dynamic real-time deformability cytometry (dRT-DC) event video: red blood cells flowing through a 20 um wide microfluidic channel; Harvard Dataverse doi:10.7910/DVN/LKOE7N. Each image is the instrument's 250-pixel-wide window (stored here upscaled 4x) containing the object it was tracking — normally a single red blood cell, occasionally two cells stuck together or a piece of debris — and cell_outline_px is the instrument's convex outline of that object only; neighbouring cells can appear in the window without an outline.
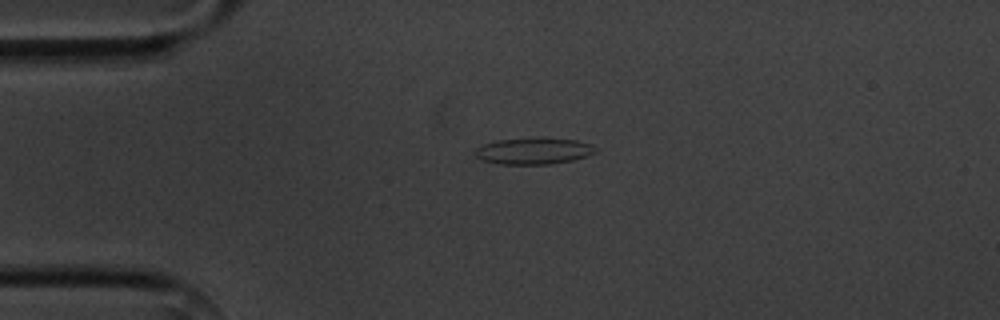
{"species": "common noctule bat (a hibernating species)", "species_latin": "Nyctalus noctula", "temperature_condition": "cold", "stored_images_in_passage": 3, "camera_frame_rate_fps": 3000, "um_per_image_px": 0.085, "animal": {"sex": "male", "body_mass_g": 20.1, "forearm_length_mm": 53.5}, "frame": {"image": 1, "passage_image": 2, "time_ms": 4.0, "image_size_px": [1000, 320], "cell_outline_px": [[596, 152], [588, 156], [572, 160], [552, 164], [500, 164], [480, 160], [472, 152], [476, 148], [484, 144], [500, 140], [544, 136], [576, 140], [592, 144], [596, 148]], "centroid_in_image_um": [45.37, 12.82], "position_along_channel_um": 39.6, "area_um2": 19.02}}